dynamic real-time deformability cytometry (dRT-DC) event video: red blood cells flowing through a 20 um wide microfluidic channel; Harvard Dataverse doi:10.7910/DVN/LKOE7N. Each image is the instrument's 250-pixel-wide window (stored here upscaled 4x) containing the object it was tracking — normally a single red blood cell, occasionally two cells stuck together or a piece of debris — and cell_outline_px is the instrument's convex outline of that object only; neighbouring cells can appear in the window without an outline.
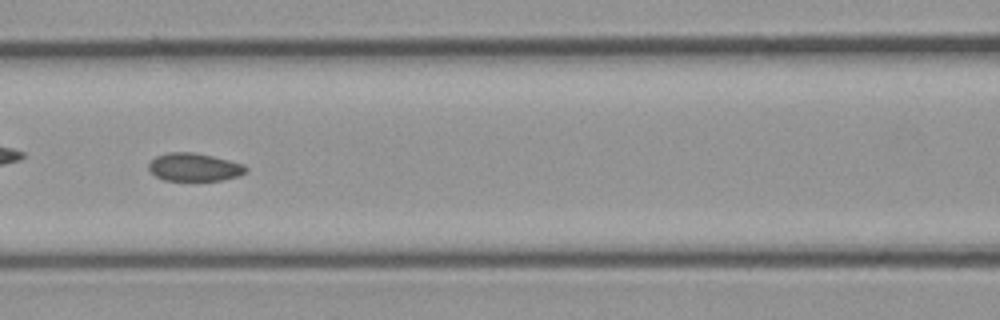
{"species": "common noctule bat (a hibernating species)", "species_latin": "Nyctalus noctula", "temperature_condition": "cold", "stored_images_in_passage": 55, "camera_frame_rate_fps": 3000, "um_per_image_px": 0.085, "animal": {"sex": "male", "body_mass_g": 23.1, "forearm_length_mm": 52.7}, "frame": {"image": 1, "passage_image": 24, "time_ms": 7.667, "image_size_px": [1000, 320], "cell_outline_px": [[248, 172], [240, 176], [220, 180], [164, 180], [156, 176], [148, 168], [148, 164], [156, 156], [168, 152], [192, 152], [212, 156], [244, 164], [248, 168]], "centroid_in_image_um": [16.54, 14.2], "position_along_channel_um": 150.1, "area_um2": 15.84}, "authors_computed_cell_mechanics": {"area_um2": 16.5886, "velocity_mm_per_s": 3.6591, "shape_relaxation_time_tau1_ms": null, "shape_relaxation_time_tau2_ms": 3.1704, "deformation_change_tau1": null, "deformation_change_tau2": 0.0574}}